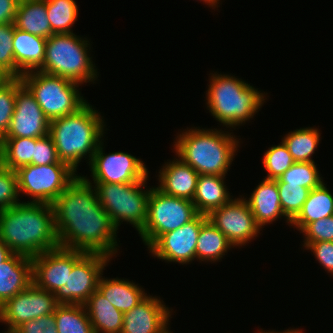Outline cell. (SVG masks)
Instances as JSON below:
<instances>
[{
    "instance_id": "cell-1",
    "label": "cell",
    "mask_w": 333,
    "mask_h": 333,
    "mask_svg": "<svg viewBox=\"0 0 333 333\" xmlns=\"http://www.w3.org/2000/svg\"><path fill=\"white\" fill-rule=\"evenodd\" d=\"M51 205L60 247L111 258L118 252L117 229L95 188L81 175Z\"/></svg>"
},
{
    "instance_id": "cell-2",
    "label": "cell",
    "mask_w": 333,
    "mask_h": 333,
    "mask_svg": "<svg viewBox=\"0 0 333 333\" xmlns=\"http://www.w3.org/2000/svg\"><path fill=\"white\" fill-rule=\"evenodd\" d=\"M0 239L30 258L60 247L52 205L21 201L0 210Z\"/></svg>"
},
{
    "instance_id": "cell-3",
    "label": "cell",
    "mask_w": 333,
    "mask_h": 333,
    "mask_svg": "<svg viewBox=\"0 0 333 333\" xmlns=\"http://www.w3.org/2000/svg\"><path fill=\"white\" fill-rule=\"evenodd\" d=\"M105 119L89 102L76 113L50 121L49 135L58 158L75 172L82 158L90 163L98 145L104 141ZM87 156V157H86Z\"/></svg>"
},
{
    "instance_id": "cell-4",
    "label": "cell",
    "mask_w": 333,
    "mask_h": 333,
    "mask_svg": "<svg viewBox=\"0 0 333 333\" xmlns=\"http://www.w3.org/2000/svg\"><path fill=\"white\" fill-rule=\"evenodd\" d=\"M240 139L221 129L188 128L176 136V156L199 175L226 176L240 145Z\"/></svg>"
},
{
    "instance_id": "cell-5",
    "label": "cell",
    "mask_w": 333,
    "mask_h": 333,
    "mask_svg": "<svg viewBox=\"0 0 333 333\" xmlns=\"http://www.w3.org/2000/svg\"><path fill=\"white\" fill-rule=\"evenodd\" d=\"M212 74L206 91V105L213 118L229 128L252 120L265 102V92L227 74Z\"/></svg>"
},
{
    "instance_id": "cell-6",
    "label": "cell",
    "mask_w": 333,
    "mask_h": 333,
    "mask_svg": "<svg viewBox=\"0 0 333 333\" xmlns=\"http://www.w3.org/2000/svg\"><path fill=\"white\" fill-rule=\"evenodd\" d=\"M90 46L86 37L82 38L75 33L53 34L47 38L45 58L38 71L79 84L94 83L99 74L89 55Z\"/></svg>"
},
{
    "instance_id": "cell-7",
    "label": "cell",
    "mask_w": 333,
    "mask_h": 333,
    "mask_svg": "<svg viewBox=\"0 0 333 333\" xmlns=\"http://www.w3.org/2000/svg\"><path fill=\"white\" fill-rule=\"evenodd\" d=\"M82 177L95 185L92 186L97 192L98 200L117 230L123 221L131 224L138 233L143 229L147 220L149 193L152 189L145 188L147 178L140 182L116 184L92 182L87 176Z\"/></svg>"
},
{
    "instance_id": "cell-8",
    "label": "cell",
    "mask_w": 333,
    "mask_h": 333,
    "mask_svg": "<svg viewBox=\"0 0 333 333\" xmlns=\"http://www.w3.org/2000/svg\"><path fill=\"white\" fill-rule=\"evenodd\" d=\"M20 78L49 121L76 113L87 103L79 92L81 84L69 79L41 71L28 72Z\"/></svg>"
},
{
    "instance_id": "cell-9",
    "label": "cell",
    "mask_w": 333,
    "mask_h": 333,
    "mask_svg": "<svg viewBox=\"0 0 333 333\" xmlns=\"http://www.w3.org/2000/svg\"><path fill=\"white\" fill-rule=\"evenodd\" d=\"M198 214L191 200L166 195L152 186L148 199L147 220L138 234L149 248L162 234L182 227Z\"/></svg>"
},
{
    "instance_id": "cell-10",
    "label": "cell",
    "mask_w": 333,
    "mask_h": 333,
    "mask_svg": "<svg viewBox=\"0 0 333 333\" xmlns=\"http://www.w3.org/2000/svg\"><path fill=\"white\" fill-rule=\"evenodd\" d=\"M68 164L32 165L16 170L18 193L32 200L27 202L52 204L78 177Z\"/></svg>"
},
{
    "instance_id": "cell-11",
    "label": "cell",
    "mask_w": 333,
    "mask_h": 333,
    "mask_svg": "<svg viewBox=\"0 0 333 333\" xmlns=\"http://www.w3.org/2000/svg\"><path fill=\"white\" fill-rule=\"evenodd\" d=\"M112 258L101 253H85L74 265L66 285L55 293L59 304L84 305L97 290L103 270Z\"/></svg>"
},
{
    "instance_id": "cell-12",
    "label": "cell",
    "mask_w": 333,
    "mask_h": 333,
    "mask_svg": "<svg viewBox=\"0 0 333 333\" xmlns=\"http://www.w3.org/2000/svg\"><path fill=\"white\" fill-rule=\"evenodd\" d=\"M103 141L98 145L88 164L93 182L134 183L148 178V169L143 161L122 151L105 154Z\"/></svg>"
},
{
    "instance_id": "cell-13",
    "label": "cell",
    "mask_w": 333,
    "mask_h": 333,
    "mask_svg": "<svg viewBox=\"0 0 333 333\" xmlns=\"http://www.w3.org/2000/svg\"><path fill=\"white\" fill-rule=\"evenodd\" d=\"M246 199L244 196L231 199L207 215L210 223L219 229L236 248L245 246L258 237L262 230L256 223Z\"/></svg>"
},
{
    "instance_id": "cell-14",
    "label": "cell",
    "mask_w": 333,
    "mask_h": 333,
    "mask_svg": "<svg viewBox=\"0 0 333 333\" xmlns=\"http://www.w3.org/2000/svg\"><path fill=\"white\" fill-rule=\"evenodd\" d=\"M59 303L54 293L37 287L33 282L22 292L0 306V322L16 329L22 323L55 312Z\"/></svg>"
},
{
    "instance_id": "cell-15",
    "label": "cell",
    "mask_w": 333,
    "mask_h": 333,
    "mask_svg": "<svg viewBox=\"0 0 333 333\" xmlns=\"http://www.w3.org/2000/svg\"><path fill=\"white\" fill-rule=\"evenodd\" d=\"M207 215L198 214L193 220L176 230L162 234L149 248L152 257L190 264L196 259V246L201 226L207 221Z\"/></svg>"
},
{
    "instance_id": "cell-16",
    "label": "cell",
    "mask_w": 333,
    "mask_h": 333,
    "mask_svg": "<svg viewBox=\"0 0 333 333\" xmlns=\"http://www.w3.org/2000/svg\"><path fill=\"white\" fill-rule=\"evenodd\" d=\"M81 250L57 247L32 258L33 283L55 293L66 285L73 265L85 254Z\"/></svg>"
},
{
    "instance_id": "cell-17",
    "label": "cell",
    "mask_w": 333,
    "mask_h": 333,
    "mask_svg": "<svg viewBox=\"0 0 333 333\" xmlns=\"http://www.w3.org/2000/svg\"><path fill=\"white\" fill-rule=\"evenodd\" d=\"M50 121L30 90L16 78L15 110L2 138H41L49 134Z\"/></svg>"
},
{
    "instance_id": "cell-18",
    "label": "cell",
    "mask_w": 333,
    "mask_h": 333,
    "mask_svg": "<svg viewBox=\"0 0 333 333\" xmlns=\"http://www.w3.org/2000/svg\"><path fill=\"white\" fill-rule=\"evenodd\" d=\"M171 311L160 297L148 295L123 315L120 333H163L168 327Z\"/></svg>"
},
{
    "instance_id": "cell-19",
    "label": "cell",
    "mask_w": 333,
    "mask_h": 333,
    "mask_svg": "<svg viewBox=\"0 0 333 333\" xmlns=\"http://www.w3.org/2000/svg\"><path fill=\"white\" fill-rule=\"evenodd\" d=\"M159 170V186L164 194L193 200L199 174L181 158L165 162Z\"/></svg>"
},
{
    "instance_id": "cell-20",
    "label": "cell",
    "mask_w": 333,
    "mask_h": 333,
    "mask_svg": "<svg viewBox=\"0 0 333 333\" xmlns=\"http://www.w3.org/2000/svg\"><path fill=\"white\" fill-rule=\"evenodd\" d=\"M256 223L263 229L267 224H273L277 219L285 217L290 225V220L284 215L281 208L280 197L276 180L263 179L246 200Z\"/></svg>"
},
{
    "instance_id": "cell-21",
    "label": "cell",
    "mask_w": 333,
    "mask_h": 333,
    "mask_svg": "<svg viewBox=\"0 0 333 333\" xmlns=\"http://www.w3.org/2000/svg\"><path fill=\"white\" fill-rule=\"evenodd\" d=\"M33 282L32 258L13 254L0 264V306Z\"/></svg>"
},
{
    "instance_id": "cell-22",
    "label": "cell",
    "mask_w": 333,
    "mask_h": 333,
    "mask_svg": "<svg viewBox=\"0 0 333 333\" xmlns=\"http://www.w3.org/2000/svg\"><path fill=\"white\" fill-rule=\"evenodd\" d=\"M47 39L28 32L14 29L13 54L16 64V78L23 74L38 71L45 58Z\"/></svg>"
},
{
    "instance_id": "cell-23",
    "label": "cell",
    "mask_w": 333,
    "mask_h": 333,
    "mask_svg": "<svg viewBox=\"0 0 333 333\" xmlns=\"http://www.w3.org/2000/svg\"><path fill=\"white\" fill-rule=\"evenodd\" d=\"M225 178L221 175H199L192 200L199 214L208 215L233 198L225 185Z\"/></svg>"
},
{
    "instance_id": "cell-24",
    "label": "cell",
    "mask_w": 333,
    "mask_h": 333,
    "mask_svg": "<svg viewBox=\"0 0 333 333\" xmlns=\"http://www.w3.org/2000/svg\"><path fill=\"white\" fill-rule=\"evenodd\" d=\"M94 333H120L124 313L97 289L84 304Z\"/></svg>"
},
{
    "instance_id": "cell-25",
    "label": "cell",
    "mask_w": 333,
    "mask_h": 333,
    "mask_svg": "<svg viewBox=\"0 0 333 333\" xmlns=\"http://www.w3.org/2000/svg\"><path fill=\"white\" fill-rule=\"evenodd\" d=\"M138 285L128 279H109L101 276L97 289L119 311L126 313L148 296Z\"/></svg>"
},
{
    "instance_id": "cell-26",
    "label": "cell",
    "mask_w": 333,
    "mask_h": 333,
    "mask_svg": "<svg viewBox=\"0 0 333 333\" xmlns=\"http://www.w3.org/2000/svg\"><path fill=\"white\" fill-rule=\"evenodd\" d=\"M14 25L46 39L54 34L47 16L46 0H19Z\"/></svg>"
},
{
    "instance_id": "cell-27",
    "label": "cell",
    "mask_w": 333,
    "mask_h": 333,
    "mask_svg": "<svg viewBox=\"0 0 333 333\" xmlns=\"http://www.w3.org/2000/svg\"><path fill=\"white\" fill-rule=\"evenodd\" d=\"M333 215V195L325 182L310 190L298 215L290 222L301 231L308 223Z\"/></svg>"
},
{
    "instance_id": "cell-28",
    "label": "cell",
    "mask_w": 333,
    "mask_h": 333,
    "mask_svg": "<svg viewBox=\"0 0 333 333\" xmlns=\"http://www.w3.org/2000/svg\"><path fill=\"white\" fill-rule=\"evenodd\" d=\"M231 248H234L232 243L209 220L201 226L196 246V260L218 262Z\"/></svg>"
},
{
    "instance_id": "cell-29",
    "label": "cell",
    "mask_w": 333,
    "mask_h": 333,
    "mask_svg": "<svg viewBox=\"0 0 333 333\" xmlns=\"http://www.w3.org/2000/svg\"><path fill=\"white\" fill-rule=\"evenodd\" d=\"M36 138H1L0 160L7 169L16 171L19 167L32 164Z\"/></svg>"
},
{
    "instance_id": "cell-30",
    "label": "cell",
    "mask_w": 333,
    "mask_h": 333,
    "mask_svg": "<svg viewBox=\"0 0 333 333\" xmlns=\"http://www.w3.org/2000/svg\"><path fill=\"white\" fill-rule=\"evenodd\" d=\"M320 136L318 128L306 127L289 132L282 141L295 162H314L311 157L319 145Z\"/></svg>"
},
{
    "instance_id": "cell-31",
    "label": "cell",
    "mask_w": 333,
    "mask_h": 333,
    "mask_svg": "<svg viewBox=\"0 0 333 333\" xmlns=\"http://www.w3.org/2000/svg\"><path fill=\"white\" fill-rule=\"evenodd\" d=\"M54 316L58 333H94L84 305L59 304Z\"/></svg>"
},
{
    "instance_id": "cell-32",
    "label": "cell",
    "mask_w": 333,
    "mask_h": 333,
    "mask_svg": "<svg viewBox=\"0 0 333 333\" xmlns=\"http://www.w3.org/2000/svg\"><path fill=\"white\" fill-rule=\"evenodd\" d=\"M75 0H46L47 16L54 34H71L78 18Z\"/></svg>"
},
{
    "instance_id": "cell-33",
    "label": "cell",
    "mask_w": 333,
    "mask_h": 333,
    "mask_svg": "<svg viewBox=\"0 0 333 333\" xmlns=\"http://www.w3.org/2000/svg\"><path fill=\"white\" fill-rule=\"evenodd\" d=\"M275 180L277 182L281 208L284 215L292 221L307 200L310 189L302 187L301 184L284 183L279 178Z\"/></svg>"
},
{
    "instance_id": "cell-34",
    "label": "cell",
    "mask_w": 333,
    "mask_h": 333,
    "mask_svg": "<svg viewBox=\"0 0 333 333\" xmlns=\"http://www.w3.org/2000/svg\"><path fill=\"white\" fill-rule=\"evenodd\" d=\"M316 165L315 162H295L279 179L284 183L301 184L312 190L323 183Z\"/></svg>"
},
{
    "instance_id": "cell-35",
    "label": "cell",
    "mask_w": 333,
    "mask_h": 333,
    "mask_svg": "<svg viewBox=\"0 0 333 333\" xmlns=\"http://www.w3.org/2000/svg\"><path fill=\"white\" fill-rule=\"evenodd\" d=\"M294 163L295 161L283 141L281 144L268 148L262 158V164L267 172L265 179L280 178Z\"/></svg>"
},
{
    "instance_id": "cell-36",
    "label": "cell",
    "mask_w": 333,
    "mask_h": 333,
    "mask_svg": "<svg viewBox=\"0 0 333 333\" xmlns=\"http://www.w3.org/2000/svg\"><path fill=\"white\" fill-rule=\"evenodd\" d=\"M14 23L0 24V69L9 77L16 78L13 54Z\"/></svg>"
},
{
    "instance_id": "cell-37",
    "label": "cell",
    "mask_w": 333,
    "mask_h": 333,
    "mask_svg": "<svg viewBox=\"0 0 333 333\" xmlns=\"http://www.w3.org/2000/svg\"><path fill=\"white\" fill-rule=\"evenodd\" d=\"M16 78L0 84V139L6 134L15 110Z\"/></svg>"
},
{
    "instance_id": "cell-38",
    "label": "cell",
    "mask_w": 333,
    "mask_h": 333,
    "mask_svg": "<svg viewBox=\"0 0 333 333\" xmlns=\"http://www.w3.org/2000/svg\"><path fill=\"white\" fill-rule=\"evenodd\" d=\"M20 202L16 171L5 168L0 160V210Z\"/></svg>"
},
{
    "instance_id": "cell-39",
    "label": "cell",
    "mask_w": 333,
    "mask_h": 333,
    "mask_svg": "<svg viewBox=\"0 0 333 333\" xmlns=\"http://www.w3.org/2000/svg\"><path fill=\"white\" fill-rule=\"evenodd\" d=\"M300 233L304 243L333 242V215L308 223Z\"/></svg>"
},
{
    "instance_id": "cell-40",
    "label": "cell",
    "mask_w": 333,
    "mask_h": 333,
    "mask_svg": "<svg viewBox=\"0 0 333 333\" xmlns=\"http://www.w3.org/2000/svg\"><path fill=\"white\" fill-rule=\"evenodd\" d=\"M66 164L58 158L55 144L50 135L36 138L32 165Z\"/></svg>"
},
{
    "instance_id": "cell-41",
    "label": "cell",
    "mask_w": 333,
    "mask_h": 333,
    "mask_svg": "<svg viewBox=\"0 0 333 333\" xmlns=\"http://www.w3.org/2000/svg\"><path fill=\"white\" fill-rule=\"evenodd\" d=\"M15 330L17 333H58L54 313L26 321Z\"/></svg>"
},
{
    "instance_id": "cell-42",
    "label": "cell",
    "mask_w": 333,
    "mask_h": 333,
    "mask_svg": "<svg viewBox=\"0 0 333 333\" xmlns=\"http://www.w3.org/2000/svg\"><path fill=\"white\" fill-rule=\"evenodd\" d=\"M302 245L305 250H311L325 271L333 275V242L319 241Z\"/></svg>"
},
{
    "instance_id": "cell-43",
    "label": "cell",
    "mask_w": 333,
    "mask_h": 333,
    "mask_svg": "<svg viewBox=\"0 0 333 333\" xmlns=\"http://www.w3.org/2000/svg\"><path fill=\"white\" fill-rule=\"evenodd\" d=\"M19 0H0V24L14 23Z\"/></svg>"
},
{
    "instance_id": "cell-44",
    "label": "cell",
    "mask_w": 333,
    "mask_h": 333,
    "mask_svg": "<svg viewBox=\"0 0 333 333\" xmlns=\"http://www.w3.org/2000/svg\"><path fill=\"white\" fill-rule=\"evenodd\" d=\"M13 254L11 249L0 239V264L8 260Z\"/></svg>"
},
{
    "instance_id": "cell-45",
    "label": "cell",
    "mask_w": 333,
    "mask_h": 333,
    "mask_svg": "<svg viewBox=\"0 0 333 333\" xmlns=\"http://www.w3.org/2000/svg\"><path fill=\"white\" fill-rule=\"evenodd\" d=\"M258 333H303L301 329H287V330H284L283 332L280 331V332H276V331H266L265 330H260Z\"/></svg>"
},
{
    "instance_id": "cell-46",
    "label": "cell",
    "mask_w": 333,
    "mask_h": 333,
    "mask_svg": "<svg viewBox=\"0 0 333 333\" xmlns=\"http://www.w3.org/2000/svg\"><path fill=\"white\" fill-rule=\"evenodd\" d=\"M201 2L203 1V3L205 2V4L209 5L210 7H212V9L219 7L218 4L220 3V0H200Z\"/></svg>"
},
{
    "instance_id": "cell-47",
    "label": "cell",
    "mask_w": 333,
    "mask_h": 333,
    "mask_svg": "<svg viewBox=\"0 0 333 333\" xmlns=\"http://www.w3.org/2000/svg\"><path fill=\"white\" fill-rule=\"evenodd\" d=\"M9 77L0 69V84L4 83Z\"/></svg>"
},
{
    "instance_id": "cell-48",
    "label": "cell",
    "mask_w": 333,
    "mask_h": 333,
    "mask_svg": "<svg viewBox=\"0 0 333 333\" xmlns=\"http://www.w3.org/2000/svg\"><path fill=\"white\" fill-rule=\"evenodd\" d=\"M4 333H17L16 330L14 329H8L7 331H5Z\"/></svg>"
},
{
    "instance_id": "cell-49",
    "label": "cell",
    "mask_w": 333,
    "mask_h": 333,
    "mask_svg": "<svg viewBox=\"0 0 333 333\" xmlns=\"http://www.w3.org/2000/svg\"><path fill=\"white\" fill-rule=\"evenodd\" d=\"M169 329L170 328H167L163 333H172Z\"/></svg>"
}]
</instances>
